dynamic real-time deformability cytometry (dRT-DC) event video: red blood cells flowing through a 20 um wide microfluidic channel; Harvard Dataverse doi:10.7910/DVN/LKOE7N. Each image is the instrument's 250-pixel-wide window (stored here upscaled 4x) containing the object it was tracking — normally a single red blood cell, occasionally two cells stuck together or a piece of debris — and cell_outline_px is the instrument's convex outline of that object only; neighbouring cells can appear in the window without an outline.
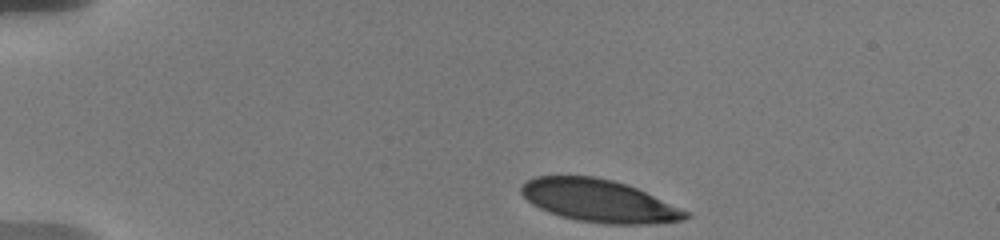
{"species": "human", "species_latin": "Homo sapiens", "temperature_condition": "warm", "stored_images_in_passage": 24, "camera_frame_rate_fps": 3000, "um_per_image_px": 0.085, "donor": {"sex": "male"}, "frame": {"image": 1, "passage_image": 1, "time_ms": 0.0, "image_size_px": [1000, 240], "cell_outline_px": [[692, 216], [684, 220], [648, 224], [604, 224], [576, 220], [560, 216], [548, 212], [532, 204], [520, 192], [520, 188], [528, 180], [536, 176], [596, 176], [628, 184], [692, 212]], "centroid_in_image_um": [50.97, 17.07], "position_along_channel_um": 34.0, "area_um2": 41.04}}
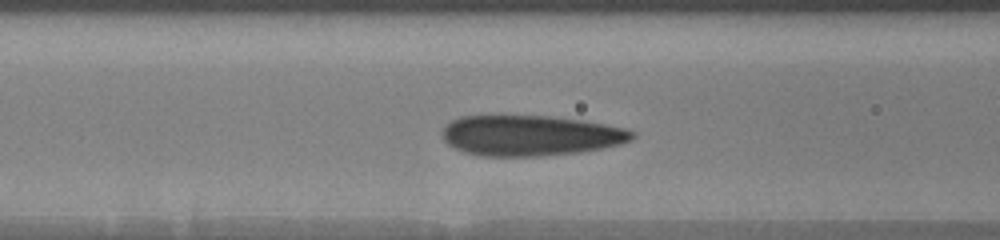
{"frame": {"image": 2, "passage_image": 17, "time_ms": 4.333, "image_size_px": [1000, 240], "cell_outline_px": [[636, 136], [632, 140], [620, 144], [580, 152], [540, 156], [480, 156], [464, 152], [448, 144], [444, 140], [440, 132], [452, 120], [460, 116], [548, 116], [580, 120], [604, 124], [624, 128], [636, 132]], "centroid_in_image_um": [45.08, 11.52], "position_along_channel_um": 121.5, "area_um2": 44.74}}
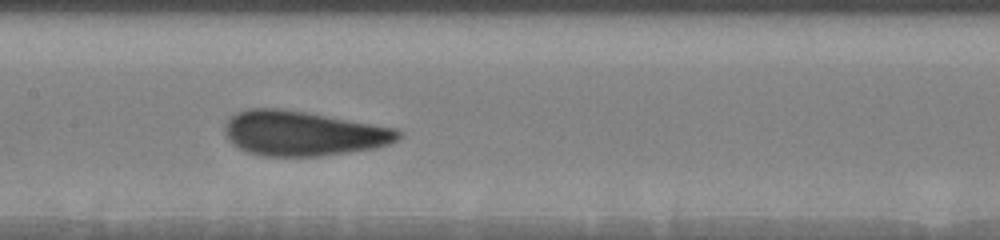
{"frame": {"image": 3, "passage_image": 24, "time_ms": 6.0, "image_size_px": [1000, 240], "cell_outline_px": [[404, 132], [400, 140], [376, 148], [320, 156], [260, 156], [248, 152], [232, 144], [224, 136], [224, 128], [228, 120], [236, 112], [248, 108], [280, 108], [304, 112], [396, 128]], "centroid_in_image_um": [25.76, 11.34], "position_along_channel_um": 181.6, "area_um2": 45.43}}